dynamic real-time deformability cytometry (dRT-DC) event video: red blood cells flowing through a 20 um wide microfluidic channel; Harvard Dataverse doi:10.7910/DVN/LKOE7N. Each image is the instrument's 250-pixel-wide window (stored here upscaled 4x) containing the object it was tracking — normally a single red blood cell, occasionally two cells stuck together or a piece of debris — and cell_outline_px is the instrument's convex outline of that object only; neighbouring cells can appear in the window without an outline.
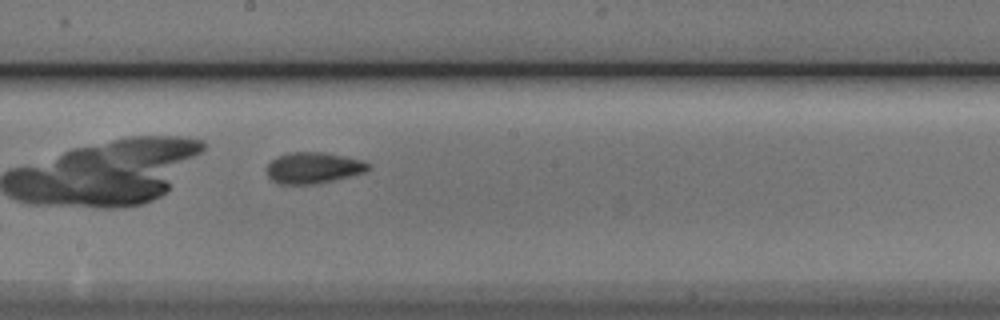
{"species": "Egyptian fruit bat (a non-hibernating species)", "species_latin": "Rousettus aegyptiacus", "temperature_condition": "cold", "stored_images_in_passage": 30, "camera_frame_rate_fps": 3000, "um_per_image_px": 0.085, "animal": {"sex": "male"}, "frame": {"image": 1, "passage_image": 13, "time_ms": 4.0, "image_size_px": [1000, 320], "cell_outline_px": [[372, 164], [364, 172], [332, 180], [312, 184], [280, 184], [272, 180], [268, 176], [264, 168], [276, 156], [288, 152], [324, 152], [344, 156], [360, 160]], "centroid_in_image_um": [26.57, 14.25], "position_along_channel_um": 221.6, "area_um2": 18.38}, "authors_computed_cell_mechanics": {"area_um2": 17.8024, "velocity_mm_per_s": 3.8006, "shape_relaxation_time_tau1_ms": 2.5476, "shape_relaxation_time_tau2_ms": 1.1811, "deformation_change_tau1": 0.1115, "deformation_change_tau2": 0.0677}}